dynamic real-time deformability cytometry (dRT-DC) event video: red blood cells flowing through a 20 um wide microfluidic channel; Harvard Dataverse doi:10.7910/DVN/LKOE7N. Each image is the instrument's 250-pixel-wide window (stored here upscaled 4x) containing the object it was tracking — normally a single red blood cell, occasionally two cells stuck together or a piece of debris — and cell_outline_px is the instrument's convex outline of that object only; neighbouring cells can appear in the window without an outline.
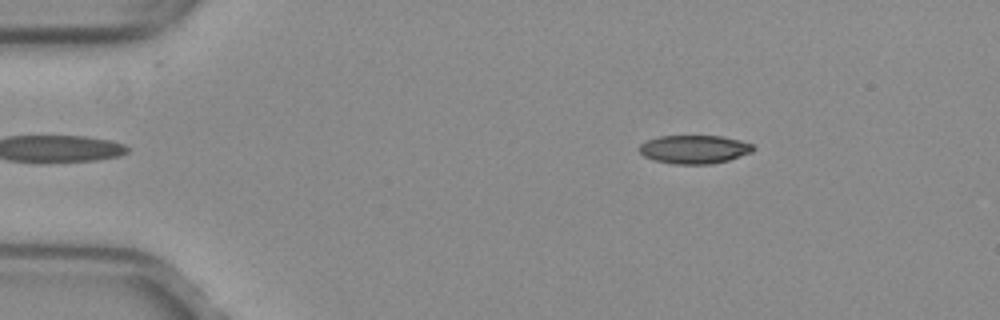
{"species": "common noctule bat (a hibernating species)", "species_latin": "Nyctalus noctula", "temperature_condition": "warm", "stored_images_in_passage": 45, "camera_frame_rate_fps": 3000, "um_per_image_px": 0.085, "animal": {"sex": "female", "body_mass_g": 29.2, "forearm_length_mm": 56.3}, "frame": {"image": 1, "passage_image": 2, "time_ms": 0.333, "image_size_px": [1000, 320], "cell_outline_px": [[756, 148], [752, 152], [728, 160], [712, 164], [672, 164], [652, 160], [644, 156], [636, 148], [640, 144], [648, 140], [660, 136], [720, 136], [740, 140], [752, 144]], "centroid_in_image_um": [58.99, 12.7], "position_along_channel_um": 26.0, "area_um2": 19.02}}
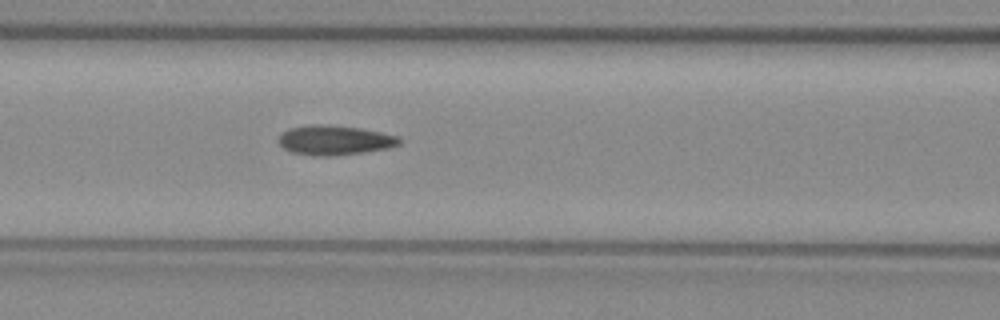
{"frame": {"image": 2, "passage_image": 16, "time_ms": 5.0, "image_size_px": [1000, 320], "cell_outline_px": [[400, 144], [388, 148], [332, 156], [312, 156], [292, 152], [284, 148], [280, 144], [280, 136], [288, 128], [312, 124], [324, 124], [360, 128], [400, 136]], "centroid_in_image_um": [28.45, 11.91], "position_along_channel_um": 138.2, "area_um2": 20.69}}
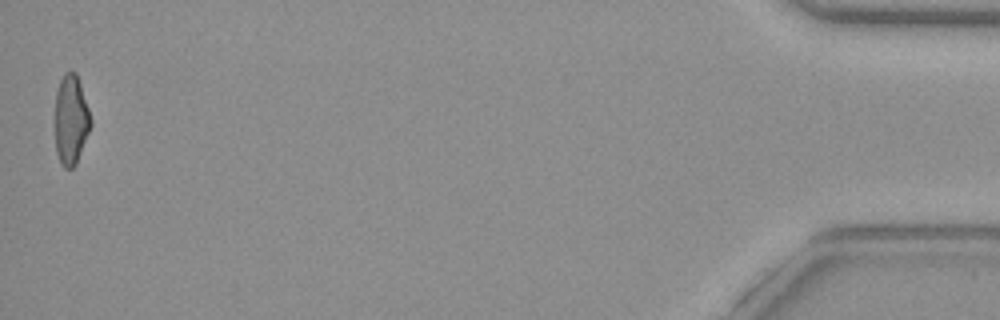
{"frame": {"image": 3, "passage_image": 45, "time_ms": 14.667, "image_size_px": [1000, 320], "cell_outline_px": [[92, 124], [76, 164], [72, 168], [64, 168], [60, 164], [56, 152], [56, 92], [60, 80], [64, 72], [76, 72], [92, 120]], "centroid_in_image_um": [6.03, 10.2], "position_along_channel_um": 429.2, "area_um2": 18.5}, "authors_computed_cell_mechanics": {"area_um2": 19.7098, "velocity_mm_per_s": 4.0199, "shape_relaxation_time_tau1_ms": 10.9725, "shape_relaxation_time_tau2_ms": 1.657, "deformation_change_tau1": 0.2588, "deformation_change_tau2": 0.0873}}